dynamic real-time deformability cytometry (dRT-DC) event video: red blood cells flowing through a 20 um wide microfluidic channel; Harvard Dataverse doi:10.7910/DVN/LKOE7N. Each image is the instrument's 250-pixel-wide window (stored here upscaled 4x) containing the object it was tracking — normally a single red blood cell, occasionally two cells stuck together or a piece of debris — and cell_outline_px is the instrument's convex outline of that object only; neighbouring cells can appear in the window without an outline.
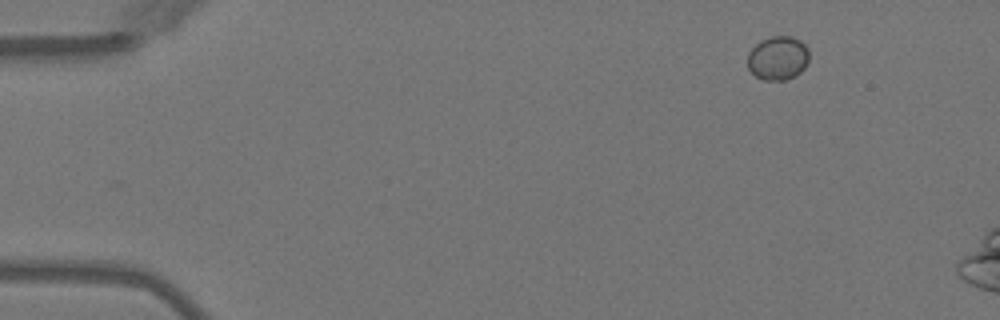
{"species": "Egyptian fruit bat (a non-hibernating species)", "species_latin": "Rousettus aegyptiacus", "temperature_condition": "warm", "stored_images_in_passage": 4, "camera_frame_rate_fps": 3000, "um_per_image_px": 0.085, "animal": {"sex": "female"}, "frame": {"image": 1, "passage_image": 1, "time_ms": 0.0, "image_size_px": [1000, 320], "cell_outline_px": [[808, 64], [796, 76], [784, 80], [764, 80], [756, 76], [748, 68], [748, 52], [760, 40], [772, 36], [792, 36], [800, 40], [808, 48]], "centroid_in_image_um": [66.13, 4.93], "position_along_channel_um": 18.9, "area_um2": 15.84}}